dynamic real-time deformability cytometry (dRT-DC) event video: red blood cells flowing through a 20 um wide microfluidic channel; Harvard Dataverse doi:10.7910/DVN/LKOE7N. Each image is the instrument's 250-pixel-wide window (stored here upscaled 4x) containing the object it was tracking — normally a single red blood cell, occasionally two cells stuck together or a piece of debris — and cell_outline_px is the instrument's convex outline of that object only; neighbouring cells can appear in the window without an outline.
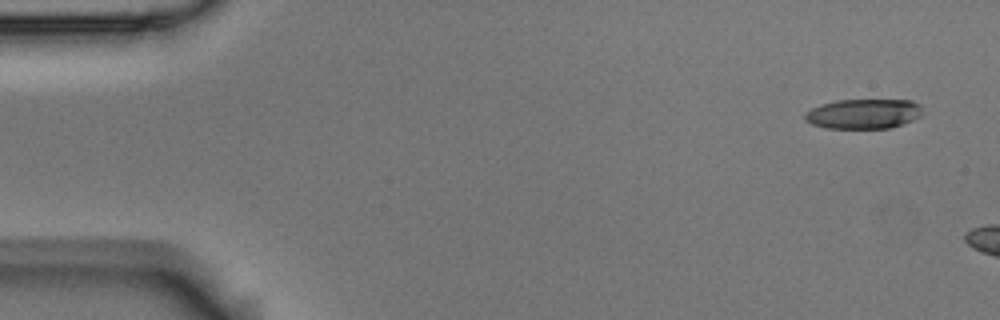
{"species": "Egyptian fruit bat (a non-hibernating species)", "species_latin": "Rousettus aegyptiacus", "temperature_condition": "room temperature", "stored_images_in_passage": 5, "segment_of_instrument_passage": [2, 2], "camera_frame_rate_fps": 3000, "um_per_image_px": 0.085, "animal": {"sex": "male"}, "frame": {"image": 1, "passage_image": 5, "time_ms": 1.333, "image_size_px": [1000, 320], "cell_outline_px": [[920, 116], [904, 124], [888, 128], [824, 128], [812, 124], [804, 120], [804, 112], [820, 104], [836, 100], [912, 100], [920, 104]], "centroid_in_image_um": [73.35, 9.67], "position_along_channel_um": 11.6, "area_um2": 20.52}}